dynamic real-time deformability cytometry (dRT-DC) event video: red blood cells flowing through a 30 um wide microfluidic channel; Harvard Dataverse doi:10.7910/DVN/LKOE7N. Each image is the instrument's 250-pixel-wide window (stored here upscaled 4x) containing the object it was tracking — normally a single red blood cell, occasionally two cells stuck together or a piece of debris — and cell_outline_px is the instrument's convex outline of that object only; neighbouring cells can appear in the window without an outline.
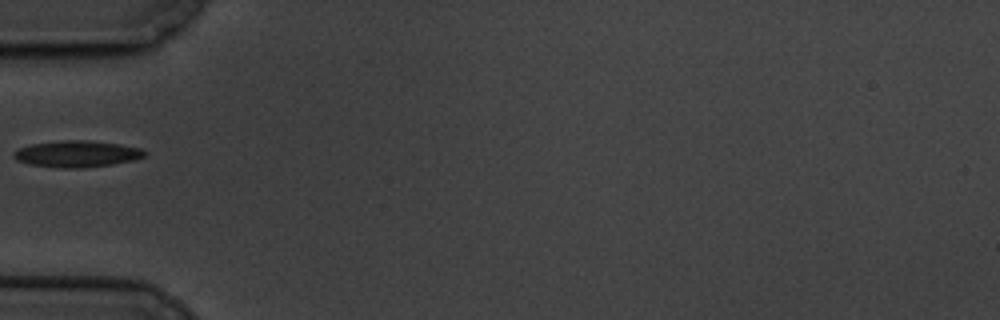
{"species": "common noctule bat (a hibernating species)", "species_latin": "Nyctalus noctula", "temperature_condition": "cold", "stored_images_in_passage": 6, "camera_frame_rate_fps": 3000, "um_per_image_px": 0.085, "animal": {"sex": "male", "body_mass_g": 19.5, "forearm_length_mm": 54.6}, "frame": {"image": 1, "passage_image": 1, "time_ms": 0.0, "image_size_px": [1000, 320], "cell_outline_px": [[148, 152], [144, 156], [132, 160], [112, 164], [80, 168], [64, 168], [28, 164], [16, 160], [12, 156], [12, 152], [20, 148], [32, 144], [64, 140], [88, 140], [120, 144], [140, 148]], "centroid_in_image_um": [6.52, 13.08], "position_along_channel_um": 78.5, "area_um2": 20.11}}
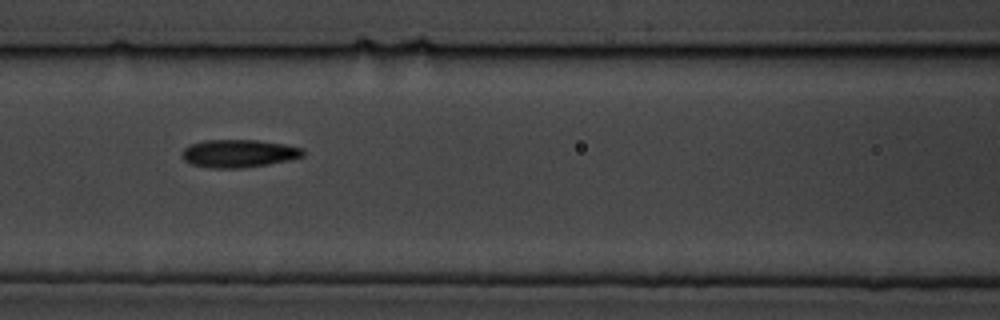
{"frame": {"image": 2, "passage_image": 3, "time_ms": 2.0, "image_size_px": [1000, 320], "cell_outline_px": [[304, 156], [288, 160], [268, 164], [244, 168], [208, 168], [192, 164], [184, 160], [180, 152], [188, 144], [204, 140], [256, 140], [284, 144], [304, 148]], "centroid_in_image_um": [20.26, 13.04], "position_along_channel_um": 146.3, "area_um2": 19.83}}
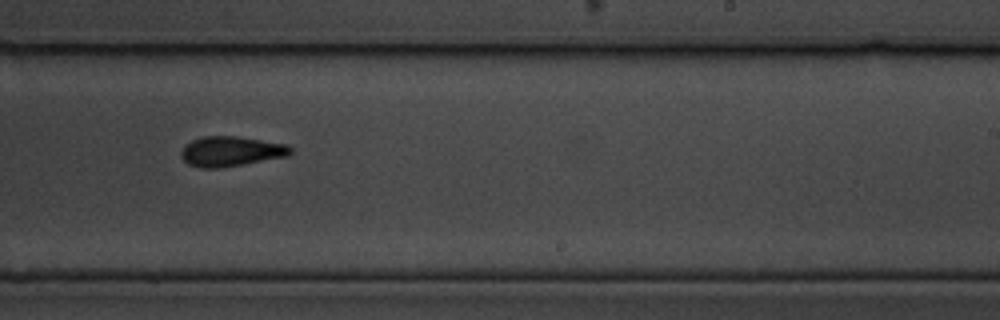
{"frame": {"image": 3, "passage_image": 6, "time_ms": 5.667, "image_size_px": [1000, 320], "cell_outline_px": [[292, 152], [288, 156], [244, 164], [220, 168], [200, 168], [188, 164], [180, 156], [180, 152], [192, 140], [204, 136], [236, 136], [288, 144], [292, 148]], "centroid_in_image_um": [19.65, 12.87], "position_along_channel_um": 269.3, "area_um2": 19.13}}